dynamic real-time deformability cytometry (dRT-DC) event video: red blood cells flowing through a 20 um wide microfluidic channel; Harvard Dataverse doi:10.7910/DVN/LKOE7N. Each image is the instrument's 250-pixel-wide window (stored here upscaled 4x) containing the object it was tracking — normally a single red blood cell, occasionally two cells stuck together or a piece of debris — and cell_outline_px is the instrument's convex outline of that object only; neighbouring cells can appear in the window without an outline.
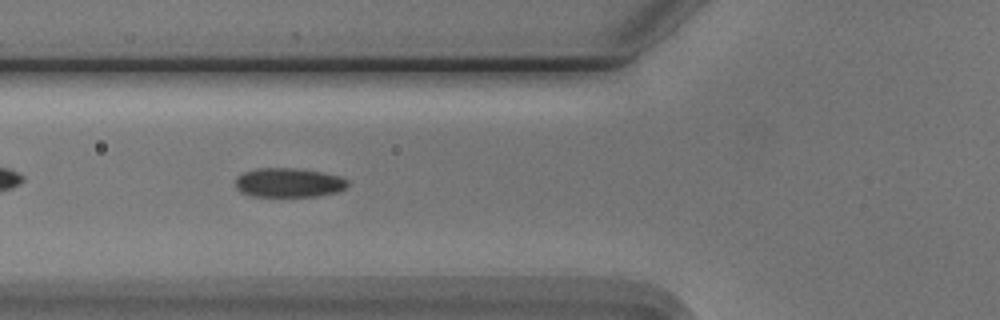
{"species": "Egyptian fruit bat (a non-hibernating species)", "species_latin": "Rousettus aegyptiacus", "temperature_condition": "cold", "stored_images_in_passage": 33, "camera_frame_rate_fps": 3000, "um_per_image_px": 0.085, "animal": {"sex": "male"}, "frame": {"image": 1, "passage_image": 3, "time_ms": 0.667, "image_size_px": [1000, 320], "cell_outline_px": [[348, 184], [344, 188], [336, 192], [320, 196], [252, 196], [240, 192], [236, 188], [236, 176], [244, 172], [256, 168], [292, 168], [320, 172], [340, 176], [348, 180]], "centroid_in_image_um": [24.51, 15.52], "position_along_channel_um": 101.3, "area_um2": 19.07}}
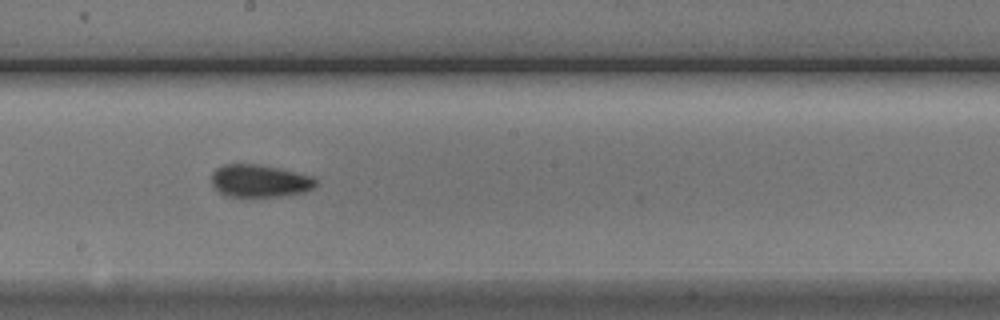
{"frame": {"image": 2, "passage_image": 13, "time_ms": 4.0, "image_size_px": [1000, 320], "cell_outline_px": [[316, 184], [308, 192], [252, 200], [228, 196], [220, 192], [212, 184], [212, 172], [216, 168], [224, 164], [256, 164], [280, 168], [312, 176], [316, 180]], "centroid_in_image_um": [22.06, 15.42], "position_along_channel_um": 226.1, "area_um2": 20.46}}
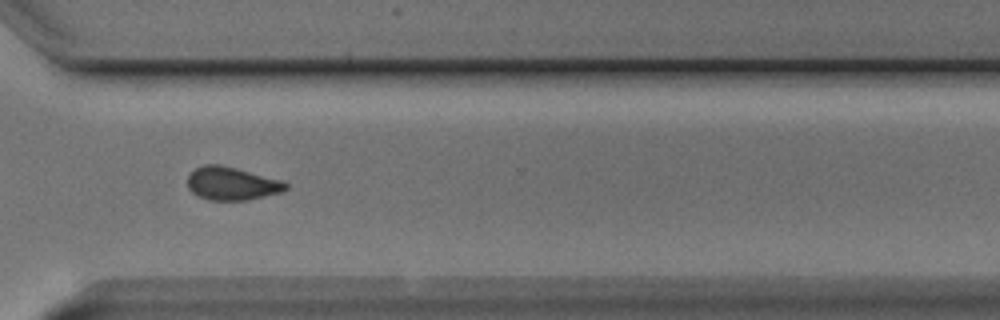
{"frame": {"image": 3, "passage_image": 23, "time_ms": 7.333, "image_size_px": [1000, 320], "cell_outline_px": [[288, 188], [284, 192], [248, 200], [208, 200], [192, 192], [188, 188], [188, 176], [196, 168], [204, 164], [220, 164], [284, 180], [288, 184]], "centroid_in_image_um": [19.76, 15.6], "position_along_channel_um": 350.8, "area_um2": 19.13}}